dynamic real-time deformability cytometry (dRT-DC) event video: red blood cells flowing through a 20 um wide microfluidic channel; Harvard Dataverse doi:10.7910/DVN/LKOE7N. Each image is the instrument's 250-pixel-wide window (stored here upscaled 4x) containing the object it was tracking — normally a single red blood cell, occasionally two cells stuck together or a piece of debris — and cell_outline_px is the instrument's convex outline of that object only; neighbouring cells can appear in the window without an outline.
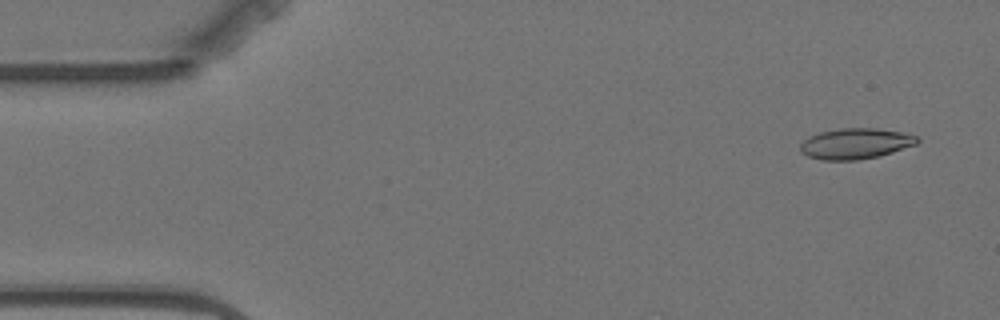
{"species": "Egyptian fruit bat (a non-hibernating species)", "species_latin": "Rousettus aegyptiacus", "temperature_condition": "warm", "stored_images_in_passage": 12, "camera_frame_rate_fps": 3000, "um_per_image_px": 0.085, "animal": {"sex": "female"}, "frame": {"image": 1, "passage_image": 1, "time_ms": 0.0, "image_size_px": [1000, 320], "cell_outline_px": [[920, 140], [916, 144], [880, 156], [856, 160], [820, 160], [808, 156], [800, 152], [800, 144], [808, 136], [820, 132], [840, 128], [876, 128], [900, 132], [916, 136]], "centroid_in_image_um": [72.68, 12.21], "position_along_channel_um": 12.3, "area_um2": 20.92}}
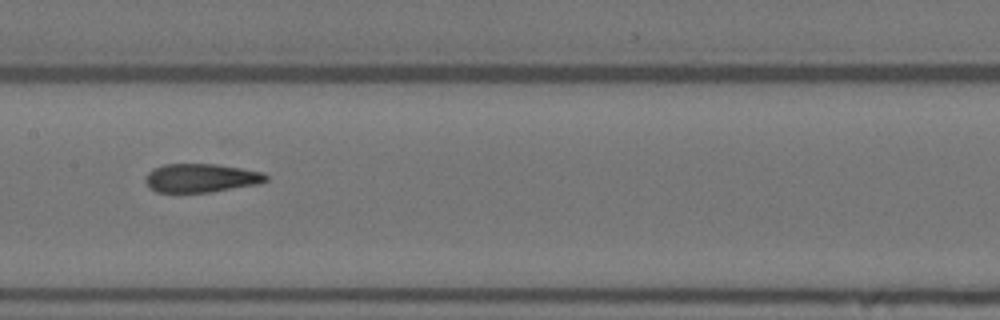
{"frame": {"image": 2, "passage_image": 7, "time_ms": 8.0, "image_size_px": [1000, 320], "cell_outline_px": [[268, 180], [260, 184], [208, 192], [156, 192], [144, 180], [144, 176], [152, 168], [164, 164], [216, 164], [264, 172], [268, 176]], "centroid_in_image_um": [17.1, 15.12], "position_along_channel_um": 190.3, "area_um2": 20.17}}
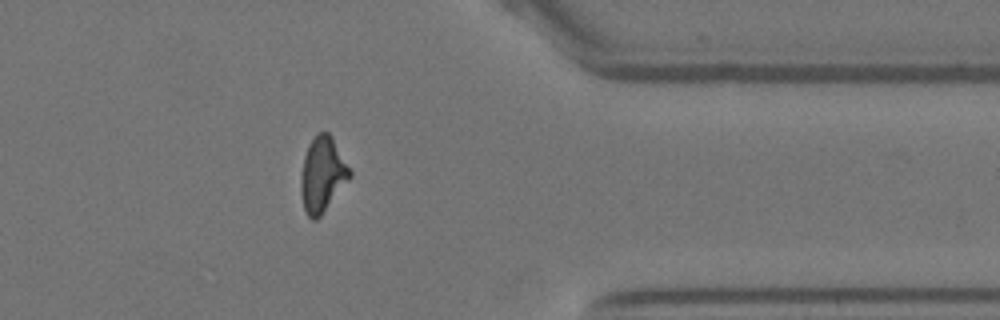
{"frame": {"image": 3, "passage_image": 12, "time_ms": 14.0, "image_size_px": [1000, 320], "cell_outline_px": [[352, 176], [320, 216], [316, 220], [312, 220], [308, 216], [304, 208], [300, 192], [300, 176], [304, 156], [308, 144], [320, 132], [328, 132], [332, 136], [352, 172]], "centroid_in_image_um": [27.4, 14.84], "position_along_channel_um": 384.0, "area_um2": 21.33}}